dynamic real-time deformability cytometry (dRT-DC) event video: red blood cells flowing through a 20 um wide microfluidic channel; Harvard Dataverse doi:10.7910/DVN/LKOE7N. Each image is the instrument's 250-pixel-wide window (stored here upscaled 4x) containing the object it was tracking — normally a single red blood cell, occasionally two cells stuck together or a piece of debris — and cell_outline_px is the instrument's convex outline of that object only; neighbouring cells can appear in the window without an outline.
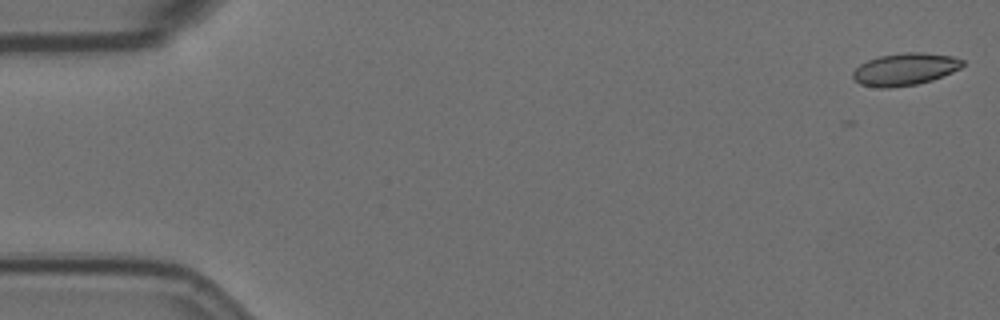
{"species": "Egyptian fruit bat (a non-hibernating species)", "species_latin": "Rousettus aegyptiacus", "temperature_condition": "room temperature", "stored_images_in_passage": 45, "camera_frame_rate_fps": 3000, "um_per_image_px": 0.085, "animal": {"sex": "female"}, "frame": {"image": 1, "passage_image": 1, "time_ms": 0.0, "image_size_px": [1000, 320], "cell_outline_px": [[964, 64], [960, 68], [952, 72], [932, 80], [916, 84], [888, 88], [880, 88], [860, 84], [852, 76], [852, 72], [860, 64], [868, 60], [880, 56], [904, 52], [924, 52], [952, 56], [964, 60]], "centroid_in_image_um": [76.93, 5.88], "position_along_channel_um": 8.1, "area_um2": 20.58}}
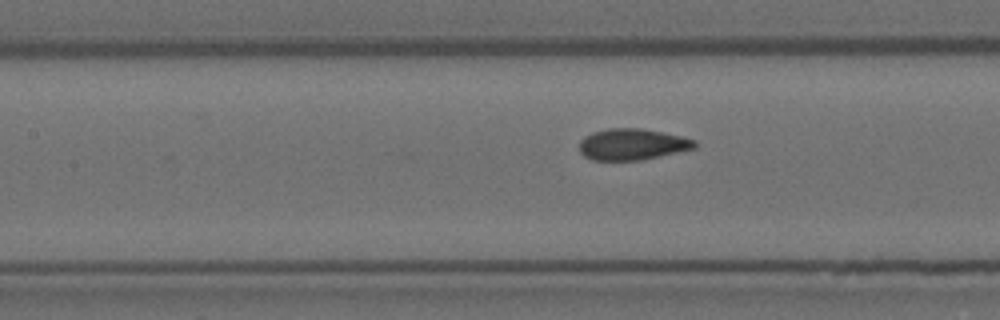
{"frame": {"image": 2, "passage_image": 25, "time_ms": 8.0, "image_size_px": [1000, 320], "cell_outline_px": [[696, 148], [640, 160], [592, 160], [584, 156], [580, 152], [580, 140], [584, 136], [592, 132], [608, 128], [640, 128], [680, 136], [696, 140]], "centroid_in_image_um": [53.71, 12.26], "position_along_channel_um": 153.7, "area_um2": 20.92}}
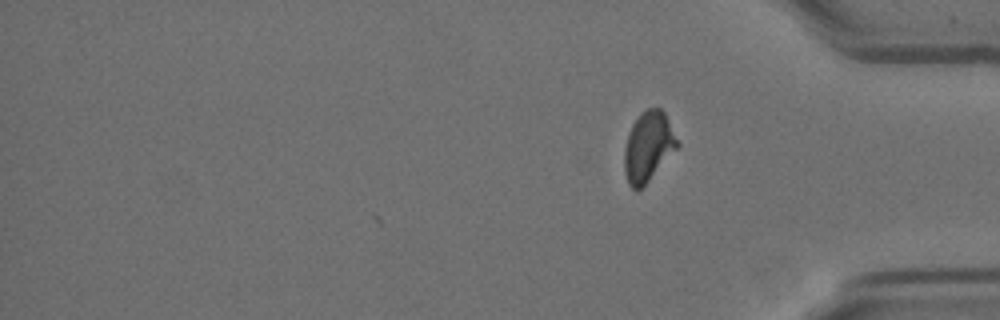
{"frame": {"image": 3, "passage_image": 45, "time_ms": 14.667, "image_size_px": [1000, 320], "cell_outline_px": [[680, 144], [648, 180], [636, 192], [628, 184], [624, 172], [624, 148], [632, 124], [640, 112], [644, 108], [660, 108], [664, 112]], "centroid_in_image_um": [55.07, 12.43], "position_along_channel_um": 380.1, "area_um2": 21.27}, "authors_computed_cell_mechanics": {"area_um2": 21.2126, "velocity_mm_per_s": 3.5455, "shape_relaxation_time_tau1_ms": 5.9863, "shape_relaxation_time_tau2_ms": 0.7248, "deformation_change_tau1": 0.1549, "deformation_change_tau2": 0.0404}}